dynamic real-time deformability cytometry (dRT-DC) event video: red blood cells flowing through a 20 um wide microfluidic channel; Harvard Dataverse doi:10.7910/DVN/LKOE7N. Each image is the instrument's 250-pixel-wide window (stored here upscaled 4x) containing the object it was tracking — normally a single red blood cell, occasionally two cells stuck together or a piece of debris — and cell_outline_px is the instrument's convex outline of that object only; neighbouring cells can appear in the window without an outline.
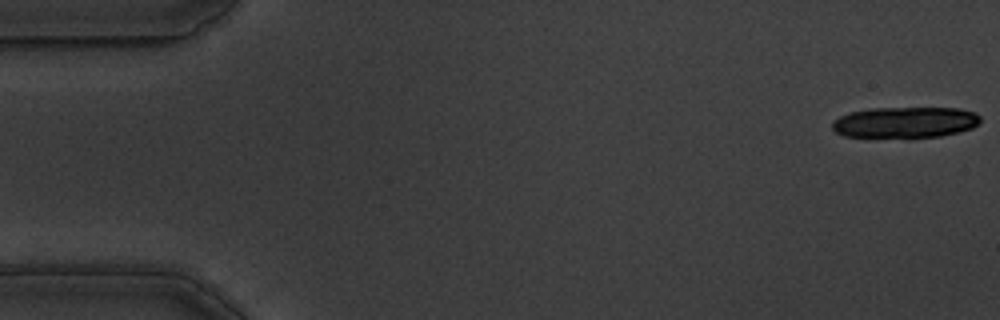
{"species": "common noctule bat (a hibernating species)", "species_latin": "Nyctalus noctula", "temperature_condition": "warm", "stored_images_in_passage": 12, "camera_frame_rate_fps": 3000, "um_per_image_px": 0.085, "animal": {"sex": "male", "body_mass_g": 19.5, "forearm_length_mm": 54.6}, "frame": {"image": 1, "passage_image": 1, "time_ms": 0.0, "image_size_px": [1000, 320], "cell_outline_px": [[980, 120], [972, 128], [940, 136], [844, 136], [836, 132], [832, 128], [832, 124], [840, 116], [852, 112], [872, 108], [960, 108], [972, 112], [980, 116]], "centroid_in_image_um": [76.94, 10.37], "position_along_channel_um": 8.1, "area_um2": 26.01}}